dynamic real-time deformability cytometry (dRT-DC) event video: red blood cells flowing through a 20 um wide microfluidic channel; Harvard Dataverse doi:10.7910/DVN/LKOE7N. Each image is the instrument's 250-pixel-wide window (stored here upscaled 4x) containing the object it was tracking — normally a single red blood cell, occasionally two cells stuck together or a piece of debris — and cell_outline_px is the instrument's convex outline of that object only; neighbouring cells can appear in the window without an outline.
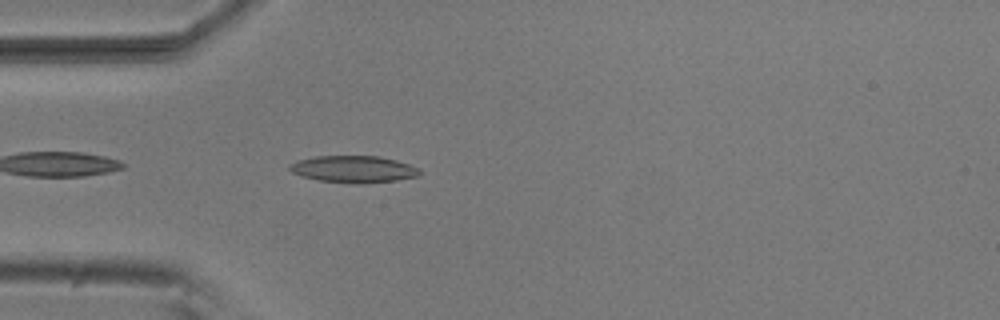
{"species": "common noctule bat (a hibernating species)", "species_latin": "Nyctalus noctula", "temperature_condition": "room temperature", "stored_images_in_passage": 42, "camera_frame_rate_fps": 3000, "um_per_image_px": 0.085, "animal": {"sex": "male", "body_mass_g": 20.5, "forearm_length_mm": 52.5}, "frame": {"image": 1, "passage_image": 4, "time_ms": 1.0, "image_size_px": [1000, 320], "cell_outline_px": [[420, 176], [396, 180], [360, 184], [356, 184], [320, 180], [300, 176], [292, 172], [288, 168], [288, 164], [296, 160], [316, 156], [380, 156], [396, 160], [420, 168]], "centroid_in_image_um": [30.04, 14.37], "position_along_channel_um": 55.0, "area_um2": 20.52}}
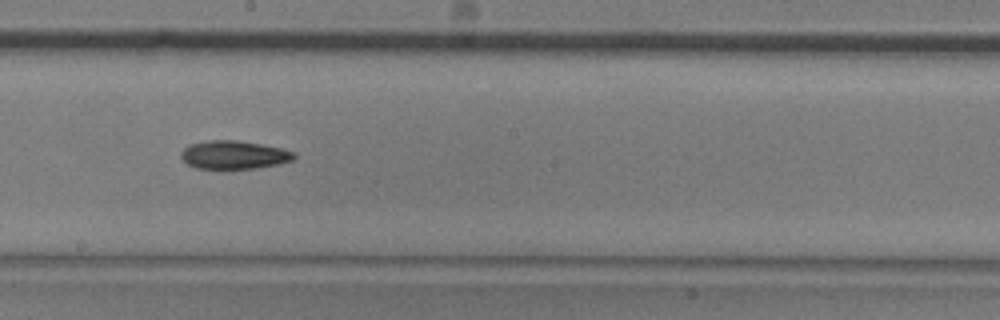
{"frame": {"image": 2, "passage_image": 18, "time_ms": 5.667, "image_size_px": [1000, 320], "cell_outline_px": [[296, 156], [292, 160], [276, 164], [256, 168], [196, 168], [188, 164], [180, 156], [180, 152], [188, 144], [208, 140], [236, 140], [260, 144], [280, 148], [296, 152]], "centroid_in_image_um": [19.86, 13.15], "position_along_channel_um": 228.3, "area_um2": 18.5}}
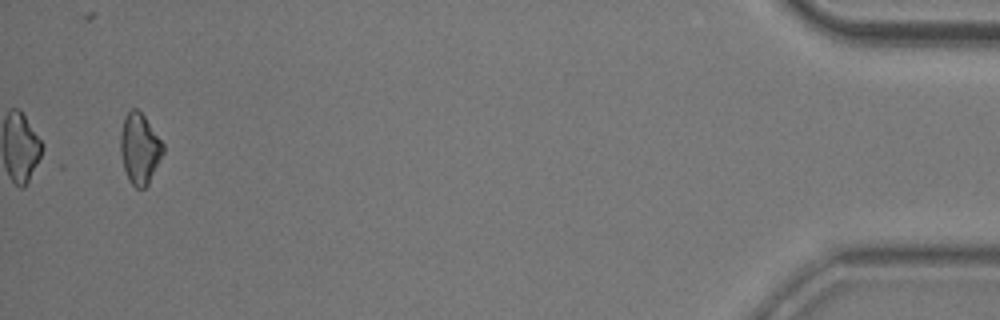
{"frame": {"image": 3, "passage_image": 40, "time_ms": 13.0, "image_size_px": [1000, 320], "cell_outline_px": [[164, 152], [148, 184], [144, 188], [136, 188], [128, 180], [124, 168], [120, 152], [120, 132], [124, 116], [132, 108], [136, 108], [144, 116], [164, 144]], "centroid_in_image_um": [11.86, 12.63], "position_along_channel_um": 423.3, "area_um2": 17.51}, "authors_computed_cell_mechanics": {"area_um2": 18.0914, "velocity_mm_per_s": 3.7967, "shape_relaxation_time_tau1_ms": 6.7909, "shape_relaxation_time_tau2_ms": null, "deformation_change_tau1": 0.1417, "deformation_change_tau2": null}}